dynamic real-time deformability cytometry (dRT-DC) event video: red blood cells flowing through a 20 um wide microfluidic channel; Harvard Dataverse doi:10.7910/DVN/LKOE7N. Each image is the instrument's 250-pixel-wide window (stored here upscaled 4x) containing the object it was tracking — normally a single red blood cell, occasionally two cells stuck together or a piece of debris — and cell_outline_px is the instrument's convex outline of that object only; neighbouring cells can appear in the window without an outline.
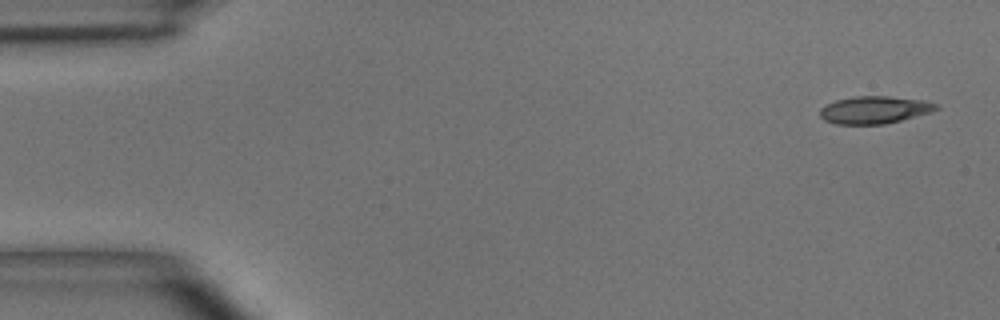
{"species": "common noctule bat (a hibernating species)", "species_latin": "Nyctalus noctula", "temperature_condition": "room temperature", "stored_images_in_passage": 4, "camera_frame_rate_fps": 3000, "um_per_image_px": 0.085, "animal": {"sex": "male", "body_mass_g": 15.6}, "frame": {"image": 1, "passage_image": 1, "time_ms": 0.0, "image_size_px": [1000, 320], "cell_outline_px": [[940, 108], [928, 112], [900, 120], [884, 124], [836, 124], [824, 120], [820, 116], [820, 108], [836, 100], [856, 96], [888, 96], [924, 100], [940, 104]], "centroid_in_image_um": [74.33, 9.33], "position_along_channel_um": 10.7, "area_um2": 18.44}}
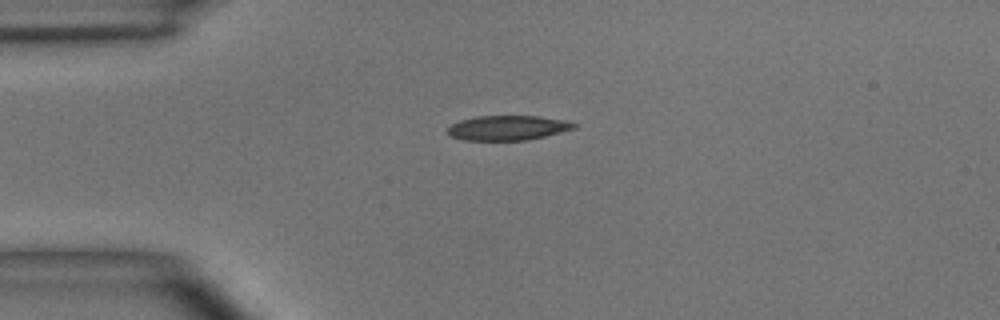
{"frame": {"image": 2, "passage_image": 4, "time_ms": 3.333, "image_size_px": [1000, 320], "cell_outline_px": [[580, 124], [576, 128], [528, 140], [464, 140], [452, 136], [448, 132], [448, 128], [452, 124], [460, 120], [476, 116], [540, 116], [564, 120]], "centroid_in_image_um": [43.19, 10.86], "position_along_channel_um": 41.8, "area_um2": 18.15}}